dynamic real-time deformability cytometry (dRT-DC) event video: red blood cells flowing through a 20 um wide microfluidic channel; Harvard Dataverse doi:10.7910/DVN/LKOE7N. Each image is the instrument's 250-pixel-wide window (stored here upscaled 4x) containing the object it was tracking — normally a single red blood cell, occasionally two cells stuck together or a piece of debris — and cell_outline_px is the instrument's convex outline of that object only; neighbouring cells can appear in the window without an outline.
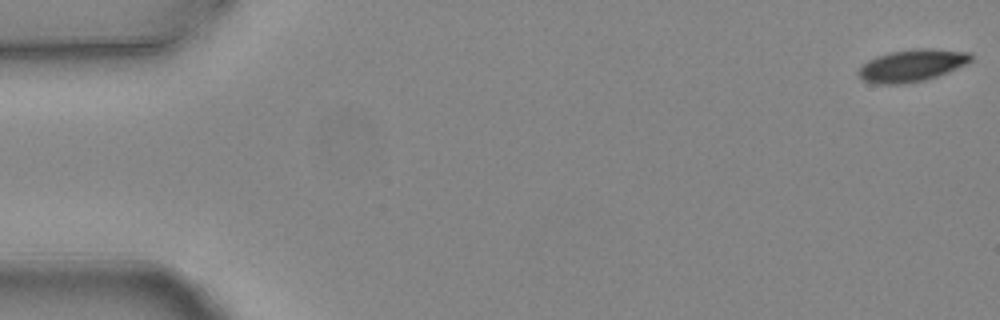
{"species": "common noctule bat (a hibernating species)", "species_latin": "Nyctalus noctula", "temperature_condition": "warm", "stored_images_in_passage": 5, "camera_frame_rate_fps": 3000, "um_per_image_px": 0.085, "animal": {"sex": "female", "body_mass_g": 24.6, "forearm_length_mm": 56.2}, "frame": {"image": 1, "passage_image": 1, "time_ms": 0.0, "image_size_px": [1000, 320], "cell_outline_px": [[972, 60], [948, 72], [924, 80], [904, 84], [876, 84], [864, 80], [856, 72], [868, 60], [876, 56], [888, 52], [916, 48], [932, 48], [972, 52]], "centroid_in_image_um": [77.51, 5.55], "position_along_channel_um": 7.5, "area_um2": 21.1}}
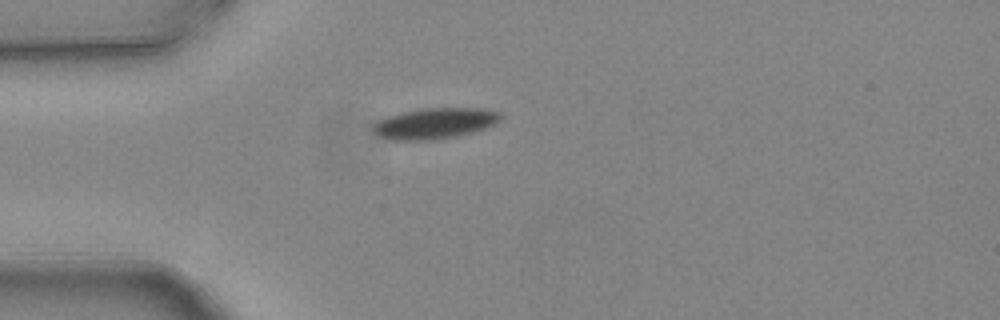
{"frame": {"image": 2, "passage_image": 5, "time_ms": 1.333, "image_size_px": [1000, 320], "cell_outline_px": [[500, 120], [496, 124], [472, 132], [456, 136], [432, 140], [388, 140], [376, 136], [372, 132], [372, 124], [388, 116], [404, 112], [424, 108], [480, 108], [500, 112]], "centroid_in_image_um": [36.91, 10.5], "position_along_channel_um": 48.1, "area_um2": 22.95}}